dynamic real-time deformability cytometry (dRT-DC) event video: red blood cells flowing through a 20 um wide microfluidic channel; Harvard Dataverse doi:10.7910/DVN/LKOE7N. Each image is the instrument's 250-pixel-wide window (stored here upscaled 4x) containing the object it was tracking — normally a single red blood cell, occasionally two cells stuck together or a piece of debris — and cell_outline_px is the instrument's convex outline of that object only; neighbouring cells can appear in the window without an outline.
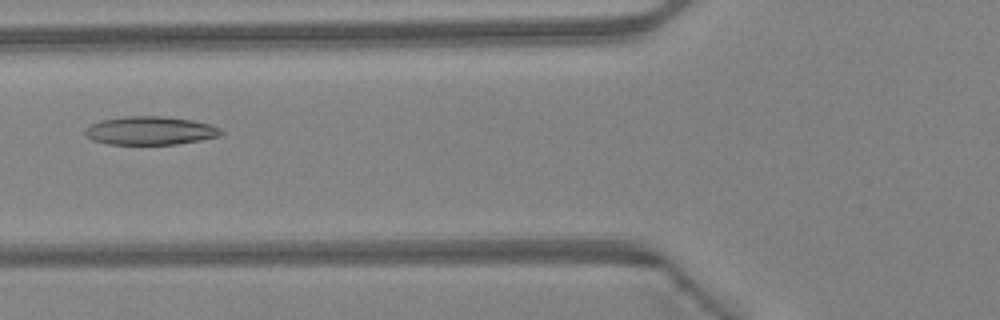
{"species": "Egyptian fruit bat (a non-hibernating species)", "species_latin": "Rousettus aegyptiacus", "temperature_condition": "warm", "stored_images_in_passage": 48, "camera_frame_rate_fps": 3000, "um_per_image_px": 0.085, "animal": {"sex": "female"}, "frame": {"image": 1, "passage_image": 19, "time_ms": 6.0, "image_size_px": [1000, 320], "cell_outline_px": [[224, 132], [220, 136], [200, 140], [176, 144], [108, 144], [92, 140], [84, 136], [84, 132], [92, 124], [104, 120], [124, 116], [164, 116], [192, 120], [208, 124], [220, 128]], "centroid_in_image_um": [12.78, 11.11], "position_along_channel_um": 113.0, "area_um2": 22.37}}
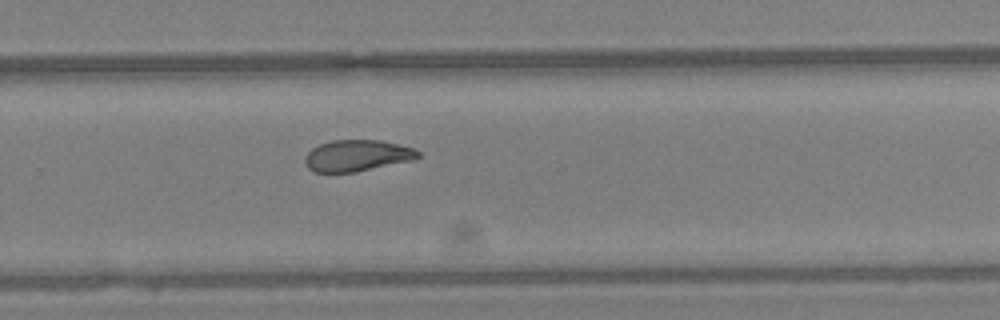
{"frame": {"image": 2, "passage_image": 32, "time_ms": 10.333, "image_size_px": [1000, 320], "cell_outline_px": [[420, 156], [412, 160], [356, 172], [312, 172], [304, 164], [304, 156], [312, 148], [320, 144], [332, 140], [380, 140], [400, 144], [412, 148], [420, 152]], "centroid_in_image_um": [30.32, 13.23], "position_along_channel_um": 299.5, "area_um2": 20.75}}
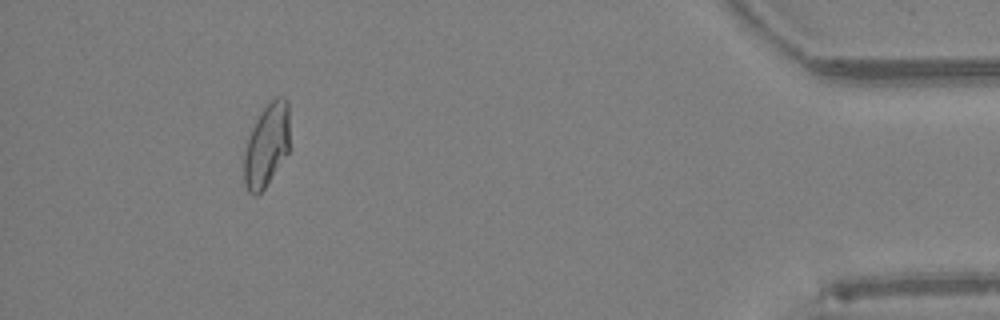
{"frame": {"image": 3, "passage_image": 44, "time_ms": 14.333, "image_size_px": [1000, 320], "cell_outline_px": [[288, 152], [264, 188], [256, 196], [252, 196], [248, 192], [244, 184], [244, 152], [248, 136], [260, 112], [276, 96], [284, 96], [288, 100]], "centroid_in_image_um": [22.64, 12.35], "position_along_channel_um": 412.6, "area_um2": 21.96}, "authors_computed_cell_mechanics": {"area_um2": 22.542, "velocity_mm_per_s": 4.318, "shape_relaxation_time_tau1_ms": null, "shape_relaxation_time_tau2_ms": 3.195, "deformation_change_tau1": null, "deformation_change_tau2": 0.0932}}